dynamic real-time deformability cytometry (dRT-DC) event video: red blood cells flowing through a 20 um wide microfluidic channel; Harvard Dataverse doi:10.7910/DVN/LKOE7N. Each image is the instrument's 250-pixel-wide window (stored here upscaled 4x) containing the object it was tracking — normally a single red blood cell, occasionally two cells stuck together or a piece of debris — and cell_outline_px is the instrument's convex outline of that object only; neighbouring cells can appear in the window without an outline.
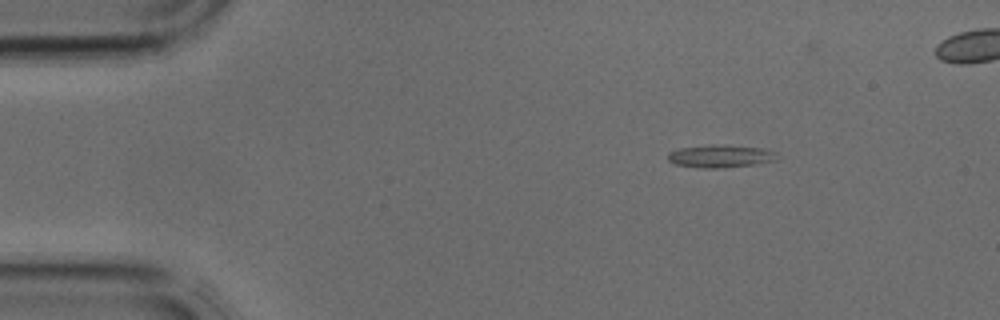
{"species": "common noctule bat (a hibernating species)", "species_latin": "Nyctalus noctula", "temperature_condition": "cold", "stored_images_in_passage": 3, "camera_frame_rate_fps": 3000, "um_per_image_px": 0.085, "animal": {"sex": "male", "body_mass_g": 17.9, "forearm_length_mm": 54.2}, "frame": {"image": 1, "passage_image": 1, "time_ms": 0.0, "image_size_px": [1000, 320], "cell_outline_px": [[776, 160], [752, 164], [716, 168], [704, 168], [676, 164], [668, 160], [668, 152], [680, 148], [712, 144], [764, 148], [776, 152]], "centroid_in_image_um": [61.21, 13.26], "position_along_channel_um": 23.8, "area_um2": 14.16}}